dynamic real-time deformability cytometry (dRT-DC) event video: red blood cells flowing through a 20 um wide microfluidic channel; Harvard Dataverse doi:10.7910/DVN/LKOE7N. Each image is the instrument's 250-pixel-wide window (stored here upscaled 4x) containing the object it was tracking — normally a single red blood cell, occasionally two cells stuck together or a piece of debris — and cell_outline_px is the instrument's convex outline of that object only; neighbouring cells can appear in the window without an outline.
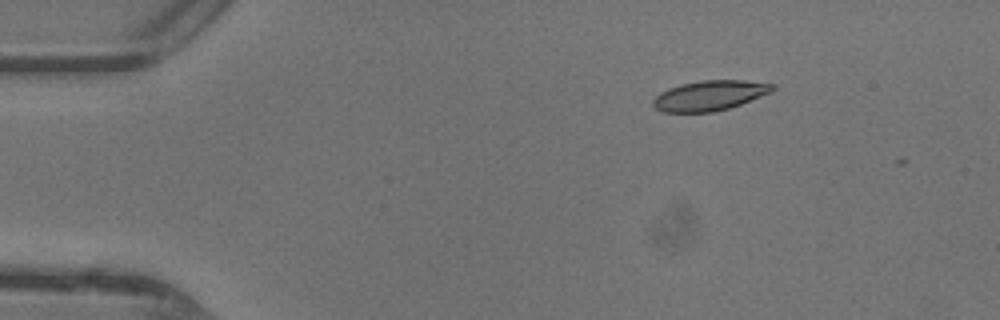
{"species": "common noctule bat (a hibernating species)", "species_latin": "Nyctalus noctula", "temperature_condition": "warm", "stored_images_in_passage": 10, "camera_frame_rate_fps": 3000, "um_per_image_px": 0.085, "animal": {"sex": "female"}, "frame": {"image": 1, "passage_image": 3, "time_ms": 0.667, "image_size_px": [1000, 320], "cell_outline_px": [[776, 88], [772, 92], [740, 104], [728, 108], [712, 112], [664, 112], [656, 108], [652, 104], [652, 100], [660, 92], [668, 88], [680, 84], [700, 80], [744, 80], [776, 84]], "centroid_in_image_um": [60.33, 8.1], "position_along_channel_um": 24.7, "area_um2": 20.98}}